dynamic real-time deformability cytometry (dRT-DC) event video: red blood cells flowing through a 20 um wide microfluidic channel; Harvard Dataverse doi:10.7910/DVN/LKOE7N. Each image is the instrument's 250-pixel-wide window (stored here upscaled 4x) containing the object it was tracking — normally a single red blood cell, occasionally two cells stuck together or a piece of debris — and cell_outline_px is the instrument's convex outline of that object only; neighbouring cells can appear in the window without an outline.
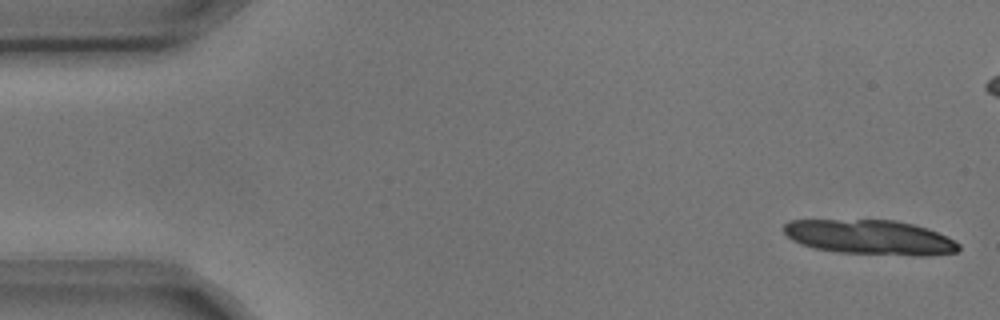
{"species": "common noctule bat (a hibernating species)", "species_latin": "Nyctalus noctula", "temperature_condition": "cold", "stored_images_in_passage": 6, "camera_frame_rate_fps": 3000, "um_per_image_px": 0.085, "animal": {"sex": "male", "body_mass_g": 17.9, "forearm_length_mm": 54.2}, "frame": {"image": 1, "passage_image": 1, "time_ms": 0.0, "image_size_px": [1000, 320], "cell_outline_px": [[960, 248], [956, 252], [924, 256], [916, 256], [836, 252], [812, 248], [800, 244], [792, 240], [784, 232], [784, 224], [788, 220], [896, 220], [928, 228], [960, 244]], "centroid_in_image_um": [73.92, 20.17], "position_along_channel_um": 11.1, "area_um2": 35.43}}